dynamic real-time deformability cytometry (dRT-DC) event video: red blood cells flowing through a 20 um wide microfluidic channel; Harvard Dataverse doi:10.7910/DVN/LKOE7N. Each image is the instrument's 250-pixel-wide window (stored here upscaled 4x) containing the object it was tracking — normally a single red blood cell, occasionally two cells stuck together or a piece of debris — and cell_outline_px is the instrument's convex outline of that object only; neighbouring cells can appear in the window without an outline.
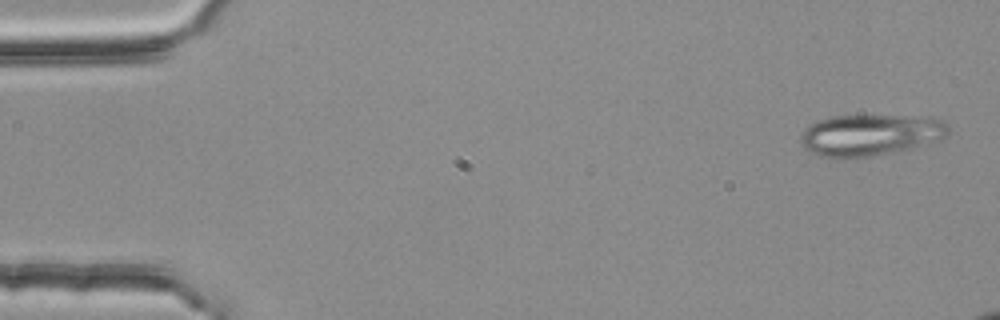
{"species": "common noctule bat (a hibernating species)", "species_latin": "Nyctalus noctula", "temperature_condition": "room temperature", "stored_images_in_passage": 3, "camera_frame_rate_fps": 3000, "um_per_image_px": 0.085, "animal": {"sex": "female", "body_mass_g": 25.1}, "frame": {"image": 1, "passage_image": 1, "time_ms": 0.0, "image_size_px": [1000, 320], "cell_outline_px": [[948, 136], [940, 140], [904, 152], [856, 160], [836, 160], [820, 156], [804, 148], [800, 144], [800, 136], [804, 128], [816, 120], [832, 116], [932, 116], [944, 120], [948, 124]], "centroid_in_image_um": [74.0, 11.52], "position_along_channel_um": 11.0, "area_um2": 37.45}}